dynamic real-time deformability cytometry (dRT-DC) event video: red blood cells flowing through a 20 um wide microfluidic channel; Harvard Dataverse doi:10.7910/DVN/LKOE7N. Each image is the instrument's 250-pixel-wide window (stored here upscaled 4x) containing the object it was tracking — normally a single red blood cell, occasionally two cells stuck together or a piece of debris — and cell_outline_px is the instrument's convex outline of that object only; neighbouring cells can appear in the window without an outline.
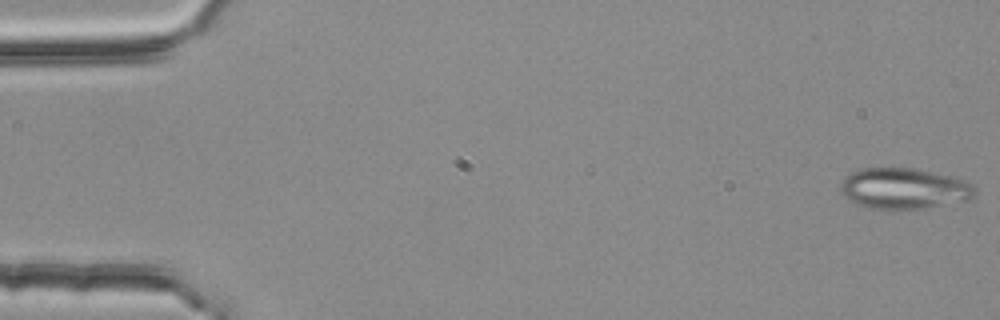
{"species": "common noctule bat (a hibernating species)", "species_latin": "Nyctalus noctula", "temperature_condition": "room temperature", "stored_images_in_passage": 54, "camera_frame_rate_fps": 3000, "um_per_image_px": 0.085, "animal": {"sex": "female", "body_mass_g": 25.1}, "frame": {"image": 1, "passage_image": 1, "time_ms": 0.0, "image_size_px": [1000, 320], "cell_outline_px": [[976, 192], [968, 200], [924, 208], [868, 208], [856, 204], [848, 200], [840, 192], [840, 184], [844, 176], [860, 168], [912, 168], [964, 180], [972, 184], [976, 188]], "centroid_in_image_um": [76.78, 16.02], "position_along_channel_um": 8.2, "area_um2": 31.73}}
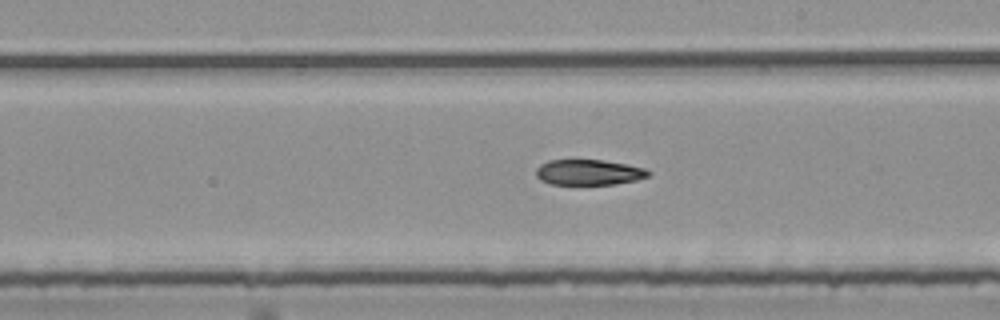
{"frame": {"image": 2, "passage_image": 31, "time_ms": 10.0, "image_size_px": [1000, 320], "cell_outline_px": [[652, 172], [648, 176], [636, 180], [616, 184], [552, 184], [540, 180], [536, 176], [536, 168], [540, 164], [548, 160], [604, 160], [628, 164], [644, 168]], "centroid_in_image_um": [50.04, 14.64], "position_along_channel_um": 239.0, "area_um2": 16.76}}
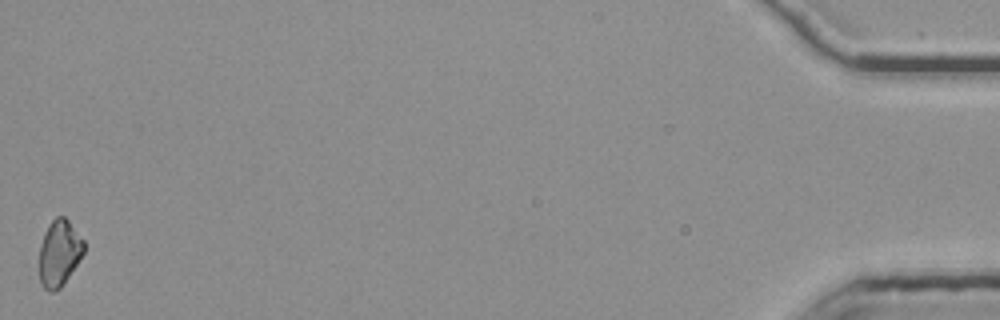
{"frame": {"image": 3, "passage_image": 54, "time_ms": 17.667, "image_size_px": [1000, 320], "cell_outline_px": [[84, 252], [60, 288], [52, 292], [48, 292], [44, 288], [40, 280], [40, 244], [44, 232], [48, 224], [56, 216], [64, 216], [68, 220], [84, 240]], "centroid_in_image_um": [5.02, 21.48], "position_along_channel_um": 430.2, "area_um2": 17.05}}